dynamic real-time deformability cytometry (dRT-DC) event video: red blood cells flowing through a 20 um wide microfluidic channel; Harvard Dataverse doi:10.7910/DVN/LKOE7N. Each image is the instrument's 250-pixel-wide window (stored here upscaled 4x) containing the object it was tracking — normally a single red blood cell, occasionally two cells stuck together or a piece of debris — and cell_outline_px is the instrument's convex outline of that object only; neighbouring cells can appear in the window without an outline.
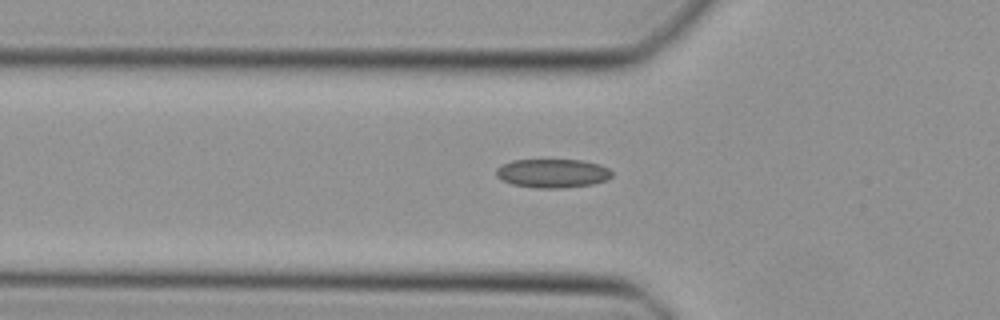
{"species": "Egyptian fruit bat (a non-hibernating species)", "species_latin": "Rousettus aegyptiacus", "temperature_condition": "cold", "stored_images_in_passage": 31, "camera_frame_rate_fps": 3000, "um_per_image_px": 0.085, "animal": {"sex": "female"}, "frame": {"image": 1, "passage_image": 3, "time_ms": 0.667, "image_size_px": [1000, 320], "cell_outline_px": [[612, 176], [604, 180], [592, 184], [560, 188], [540, 188], [512, 184], [500, 180], [496, 176], [496, 168], [512, 160], [580, 160], [600, 164], [608, 168], [612, 172]], "centroid_in_image_um": [46.94, 14.72], "position_along_channel_um": 78.9, "area_um2": 19.31}}
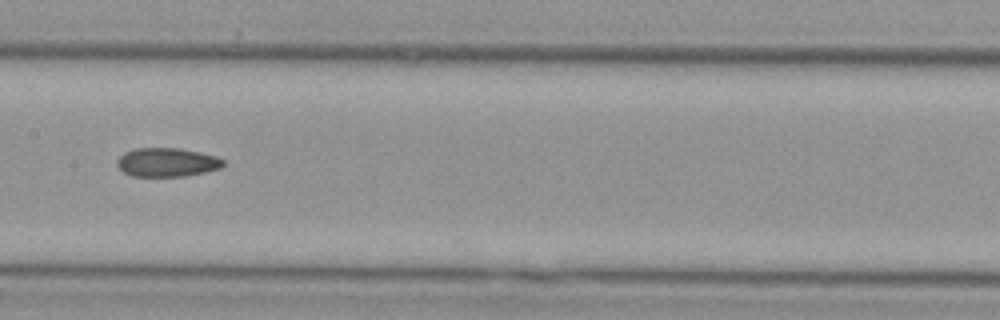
{"frame": {"image": 2, "passage_image": 11, "time_ms": 3.333, "image_size_px": [1000, 320], "cell_outline_px": [[224, 164], [220, 168], [204, 172], [184, 176], [132, 176], [124, 172], [116, 164], [116, 160], [124, 152], [132, 148], [180, 148], [200, 152], [216, 156], [224, 160]], "centroid_in_image_um": [14.17, 13.78], "position_along_channel_um": 193.2, "area_um2": 17.86}}
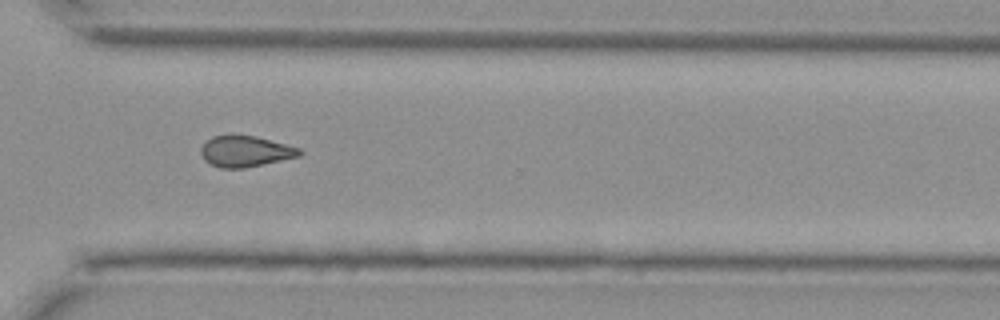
{"frame": {"image": 3, "passage_image": 22, "time_ms": 7.0, "image_size_px": [1000, 320], "cell_outline_px": [[304, 152], [300, 156], [244, 168], [220, 168], [204, 160], [200, 152], [200, 148], [212, 136], [256, 136], [300, 148]], "centroid_in_image_um": [20.87, 12.87], "position_along_channel_um": 349.7, "area_um2": 17.57}}